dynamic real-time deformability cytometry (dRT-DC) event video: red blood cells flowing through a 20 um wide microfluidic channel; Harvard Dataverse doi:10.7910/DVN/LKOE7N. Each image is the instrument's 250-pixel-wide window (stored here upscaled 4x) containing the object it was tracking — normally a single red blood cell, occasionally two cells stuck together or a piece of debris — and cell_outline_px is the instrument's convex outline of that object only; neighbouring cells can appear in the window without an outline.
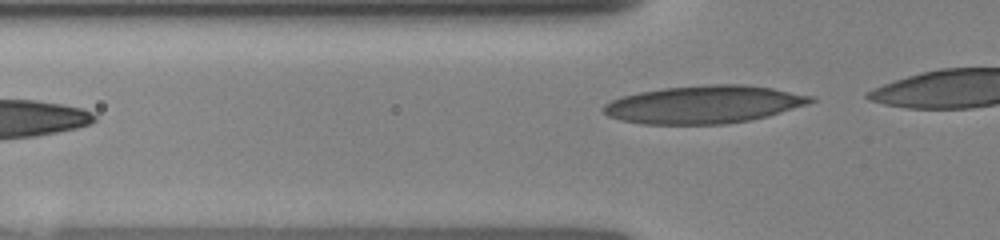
{"species": "human", "species_latin": "Homo sapiens", "temperature_condition": "room temperature", "stored_images_in_passage": 14, "segment_of_instrument_passage": [2, 2], "camera_frame_rate_fps": 3000, "um_per_image_px": 0.085, "donor": {"sex": "female"}, "frame": {"image": 1, "passage_image": 14, "time_ms": 6.0, "image_size_px": [1000, 240], "cell_outline_px": [[816, 100], [808, 104], [768, 116], [728, 124], [644, 124], [620, 120], [608, 116], [600, 108], [604, 104], [612, 100], [624, 96], [640, 92], [664, 88], [712, 84], [744, 84], [772, 88], [816, 96]], "centroid_in_image_um": [59.86, 8.88], "position_along_channel_um": 65.9, "area_um2": 45.66}}